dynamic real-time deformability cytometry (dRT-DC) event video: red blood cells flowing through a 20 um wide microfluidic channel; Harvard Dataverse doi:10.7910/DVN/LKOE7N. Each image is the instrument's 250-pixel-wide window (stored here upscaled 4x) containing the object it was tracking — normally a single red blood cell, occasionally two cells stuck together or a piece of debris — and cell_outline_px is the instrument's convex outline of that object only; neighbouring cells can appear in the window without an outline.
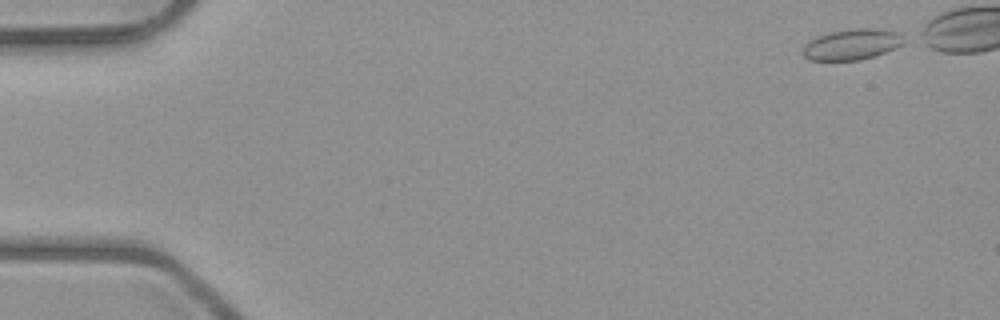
{"species": "common noctule bat (a hibernating species)", "species_latin": "Nyctalus noctula", "temperature_condition": "room temperature", "stored_images_in_passage": 7, "camera_frame_rate_fps": 3000, "um_per_image_px": 0.085, "animal": {"sex": "male", "body_mass_g": 23.1, "forearm_length_mm": 52.7}, "frame": {"image": 1, "passage_image": 1, "time_ms": 0.0, "image_size_px": [1000, 320], "cell_outline_px": [[904, 44], [884, 52], [860, 60], [808, 60], [804, 56], [804, 44], [820, 36], [832, 32], [856, 28], [880, 28], [900, 32]], "centroid_in_image_um": [72.45, 3.77], "position_along_channel_um": 12.6, "area_um2": 17.8}}
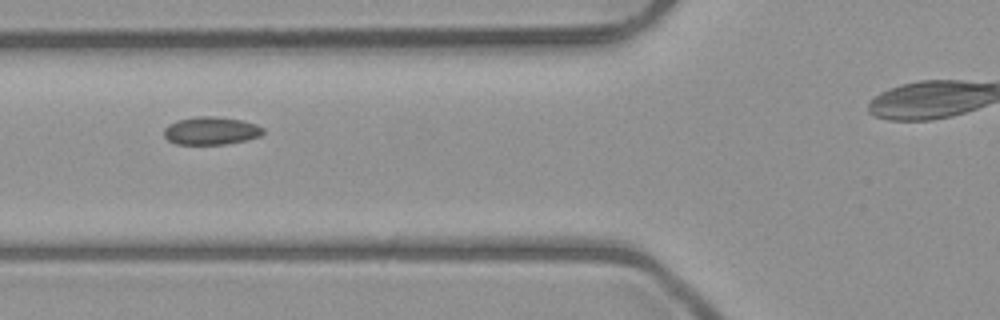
{"frame": {"image": 2, "passage_image": 6, "time_ms": 5.667, "image_size_px": [1000, 320], "cell_outline_px": [[264, 132], [260, 136], [248, 140], [224, 144], [176, 144], [168, 140], [164, 136], [164, 128], [168, 124], [176, 120], [196, 116], [216, 116], [240, 120], [256, 124], [264, 128]], "centroid_in_image_um": [17.93, 11.11], "position_along_channel_um": 107.9, "area_um2": 16.24}}